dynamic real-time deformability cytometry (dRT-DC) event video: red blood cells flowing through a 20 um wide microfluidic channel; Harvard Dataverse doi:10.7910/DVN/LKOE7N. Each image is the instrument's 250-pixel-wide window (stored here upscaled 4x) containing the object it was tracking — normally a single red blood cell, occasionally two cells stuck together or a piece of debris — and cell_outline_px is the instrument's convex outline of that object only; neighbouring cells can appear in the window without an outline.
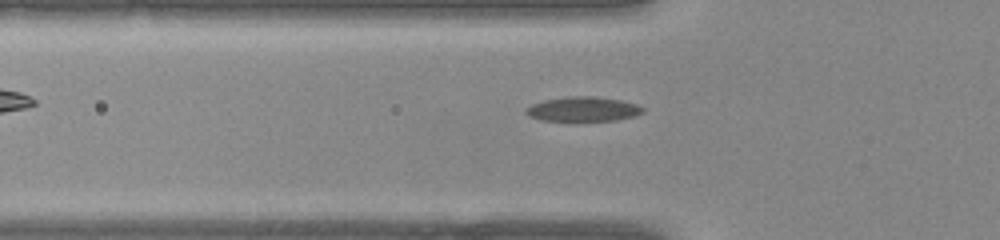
{"species": "common noctule bat (a hibernating species)", "species_latin": "Nyctalus noctula", "temperature_condition": "warm", "stored_images_in_passage": 30, "camera_frame_rate_fps": 3000, "um_per_image_px": 0.085, "animal": {"sex": "female", "body_mass_g": 22.0, "forearm_length_mm": 56.7}, "frame": {"image": 1, "passage_image": 2, "time_ms": 0.333, "image_size_px": [1000, 240], "cell_outline_px": [[644, 112], [636, 116], [616, 120], [540, 120], [528, 116], [524, 112], [524, 108], [532, 104], [544, 100], [568, 96], [592, 96], [620, 100], [636, 104], [644, 108]], "centroid_in_image_um": [49.54, 9.27], "position_along_channel_um": 76.3, "area_um2": 16.7}}
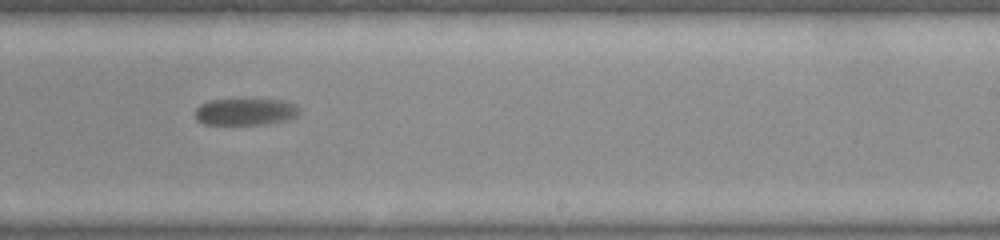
{"frame": {"image": 2, "passage_image": 14, "time_ms": 4.333, "image_size_px": [1000, 240], "cell_outline_px": [[300, 112], [296, 116], [288, 120], [264, 124], [204, 124], [196, 120], [196, 108], [200, 104], [208, 100], [280, 100], [296, 104], [300, 108]], "centroid_in_image_um": [20.87, 9.5], "position_along_channel_um": 268.1, "area_um2": 16.24}}
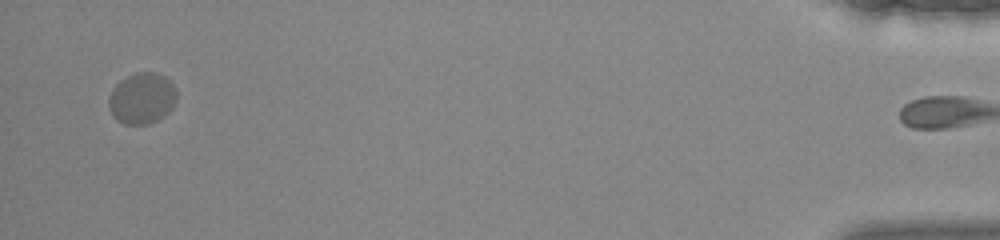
{"frame": {"image": 3, "passage_image": 29, "time_ms": 9.333, "image_size_px": [1000, 240], "cell_outline_px": [[176, 100], [172, 108], [168, 112], [156, 120], [148, 124], [124, 124], [116, 120], [112, 116], [108, 108], [108, 96], [112, 88], [120, 80], [136, 72], [156, 72], [164, 76], [176, 88]], "centroid_in_image_um": [12.03, 8.35], "position_along_channel_um": 423.2, "area_um2": 20.4}}